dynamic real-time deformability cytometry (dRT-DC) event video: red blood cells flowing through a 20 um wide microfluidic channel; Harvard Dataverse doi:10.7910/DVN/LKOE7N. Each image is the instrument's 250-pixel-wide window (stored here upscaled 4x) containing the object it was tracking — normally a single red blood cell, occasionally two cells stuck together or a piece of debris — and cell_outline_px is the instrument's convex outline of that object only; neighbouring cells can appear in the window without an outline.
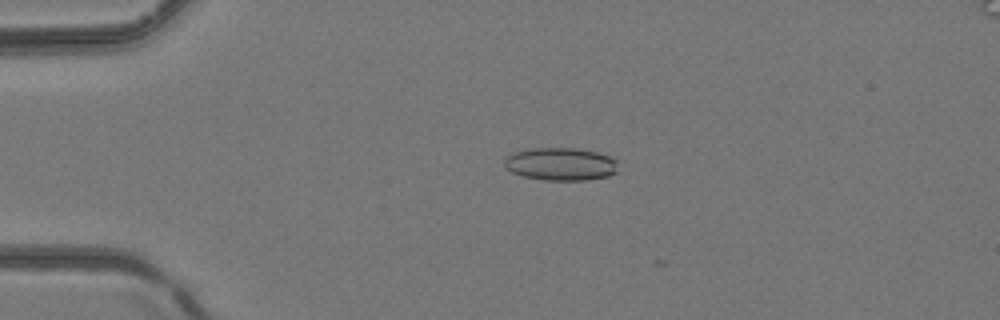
{"species": "common noctule bat (a hibernating species)", "species_latin": "Nyctalus noctula", "temperature_condition": "room temperature", "stored_images_in_passage": 10, "camera_frame_rate_fps": 3000, "um_per_image_px": 0.085, "animal": {"sex": "female", "body_mass_g": 24.6, "forearm_length_mm": 56.2}, "frame": {"image": 1, "passage_image": 7, "time_ms": 2.0, "image_size_px": [1000, 320], "cell_outline_px": [[616, 172], [608, 176], [588, 180], [544, 180], [524, 176], [512, 172], [504, 168], [504, 160], [512, 152], [528, 148], [576, 148], [596, 152], [608, 156], [616, 160]], "centroid_in_image_um": [47.62, 13.94], "position_along_channel_um": 37.4, "area_um2": 21.79}}